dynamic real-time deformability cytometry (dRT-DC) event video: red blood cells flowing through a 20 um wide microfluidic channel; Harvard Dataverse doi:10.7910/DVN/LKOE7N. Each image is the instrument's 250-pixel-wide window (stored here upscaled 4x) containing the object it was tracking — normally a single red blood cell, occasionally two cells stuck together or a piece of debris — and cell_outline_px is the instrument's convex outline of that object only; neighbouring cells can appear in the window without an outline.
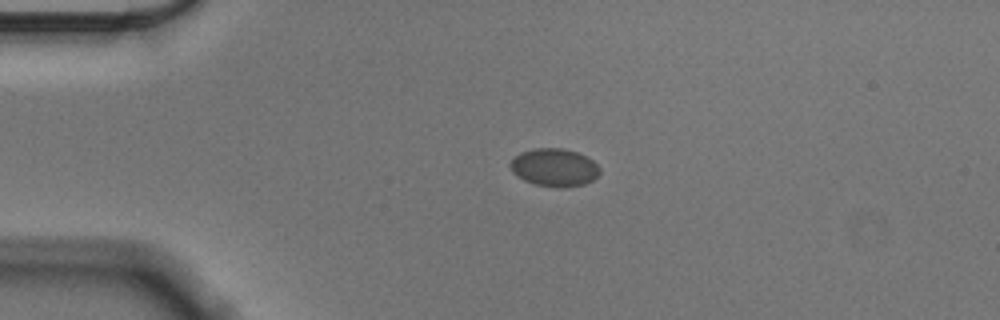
{"species": "Egyptian fruit bat (a non-hibernating species)", "species_latin": "Rousettus aegyptiacus", "temperature_condition": "cold", "stored_images_in_passage": 44, "camera_frame_rate_fps": 3000, "um_per_image_px": 0.085, "animal": {"sex": "male"}, "frame": {"image": 1, "passage_image": 1, "time_ms": 0.0, "image_size_px": [1000, 320], "cell_outline_px": [[600, 172], [592, 180], [584, 184], [564, 188], [560, 188], [536, 184], [524, 180], [516, 176], [512, 172], [508, 164], [520, 152], [532, 148], [564, 148], [588, 156], [600, 168]], "centroid_in_image_um": [47.1, 14.23], "position_along_channel_um": 37.9, "area_um2": 19.88}}
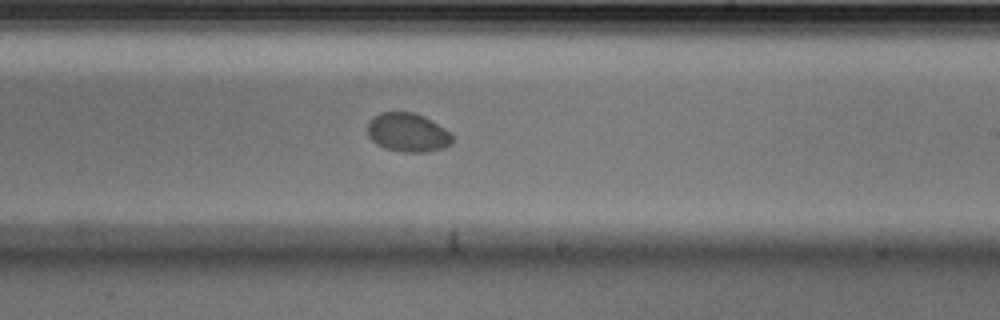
{"frame": {"image": 2, "passage_image": 22, "time_ms": 7.0, "image_size_px": [1000, 320], "cell_outline_px": [[452, 144], [444, 148], [428, 152], [404, 152], [384, 148], [376, 144], [368, 136], [368, 124], [372, 116], [380, 112], [416, 112], [424, 116], [444, 128], [452, 136]], "centroid_in_image_um": [34.64, 11.26], "position_along_channel_um": 254.4, "area_um2": 19.31}}
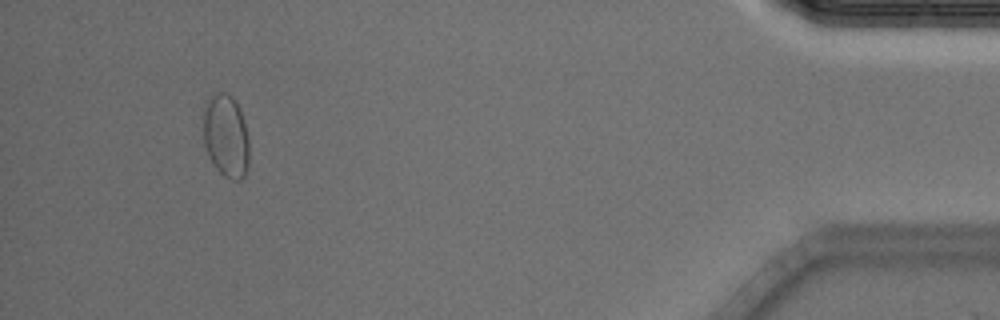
{"frame": {"image": 3, "passage_image": 41, "time_ms": 13.333, "image_size_px": [1000, 320], "cell_outline_px": [[248, 168], [244, 176], [240, 180], [232, 180], [224, 176], [212, 164], [204, 144], [200, 116], [204, 100], [216, 92], [224, 92], [232, 96], [244, 120], [248, 136]], "centroid_in_image_um": [19.14, 11.52], "position_along_channel_um": 416.1, "area_um2": 22.95}}